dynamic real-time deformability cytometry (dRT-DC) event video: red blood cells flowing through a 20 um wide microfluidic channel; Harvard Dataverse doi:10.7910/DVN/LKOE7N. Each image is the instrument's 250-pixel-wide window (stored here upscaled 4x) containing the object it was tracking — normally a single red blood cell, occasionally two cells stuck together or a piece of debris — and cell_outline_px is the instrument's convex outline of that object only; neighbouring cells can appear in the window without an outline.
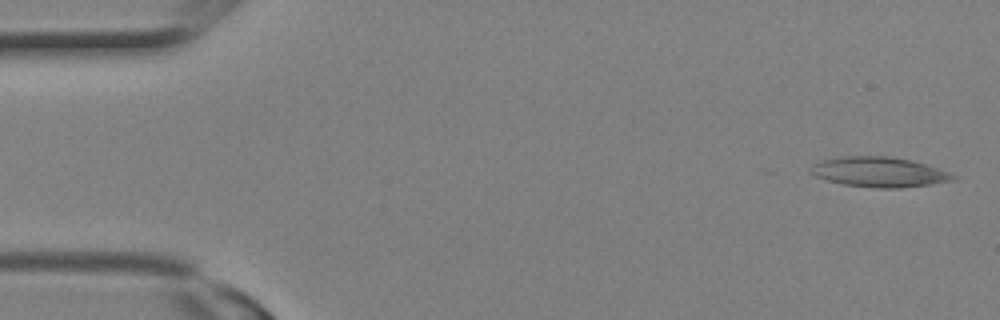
{"species": "Egyptian fruit bat (a non-hibernating species)", "species_latin": "Rousettus aegyptiacus", "temperature_condition": "room temperature", "stored_images_in_passage": 3, "camera_frame_rate_fps": 3000, "um_per_image_px": 0.085, "animal": {"sex": "female"}, "frame": {"image": 1, "passage_image": 1, "time_ms": 0.0, "image_size_px": [1000, 320], "cell_outline_px": [[960, 176], [956, 180], [900, 188], [876, 188], [844, 184], [828, 180], [816, 176], [812, 172], [812, 164], [820, 160], [840, 156], [892, 156], [912, 160]], "centroid_in_image_um": [74.75, 14.61], "position_along_channel_um": 10.3, "area_um2": 24.8}}
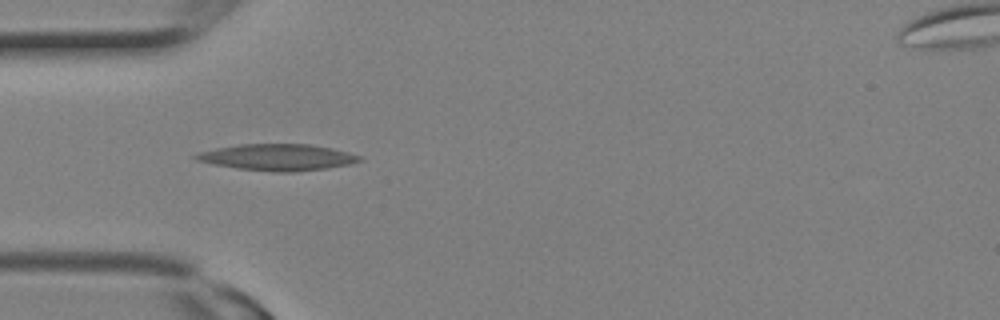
{"frame": {"image": 2, "passage_image": 3, "time_ms": 0.667, "image_size_px": [1000, 320], "cell_outline_px": [[364, 160], [348, 164], [324, 168], [292, 172], [276, 172], [236, 168], [212, 164], [196, 160], [192, 156], [200, 152], [216, 148], [240, 144], [308, 144], [332, 148], [364, 156]], "centroid_in_image_um": [23.6, 13.36], "position_along_channel_um": 61.4, "area_um2": 25.14}}